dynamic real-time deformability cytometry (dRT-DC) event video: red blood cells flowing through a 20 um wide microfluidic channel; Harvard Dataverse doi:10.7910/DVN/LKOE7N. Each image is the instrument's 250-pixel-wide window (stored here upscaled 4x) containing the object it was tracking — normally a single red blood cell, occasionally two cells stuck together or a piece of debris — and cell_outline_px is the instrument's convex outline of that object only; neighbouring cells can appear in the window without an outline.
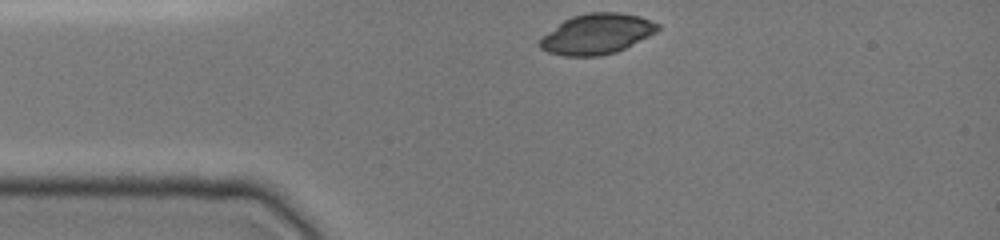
{"species": "common noctule bat (a hibernating species)", "species_latin": "Nyctalus noctula", "temperature_condition": "cold", "stored_images_in_passage": 31, "camera_frame_rate_fps": 3000, "um_per_image_px": 0.085, "animal": {"sex": "female", "body_mass_g": 19.0, "forearm_length_mm": 51.5}, "frame": {"image": 1, "passage_image": 1, "time_ms": 0.0, "image_size_px": [1000, 240], "cell_outline_px": [[660, 28], [656, 32], [616, 52], [600, 56], [564, 56], [548, 52], [540, 48], [536, 44], [544, 36], [564, 20], [572, 16], [588, 12], [616, 12], [640, 16], [660, 24]], "centroid_in_image_um": [50.73, 2.89], "position_along_channel_um": 34.3, "area_um2": 27.51}}
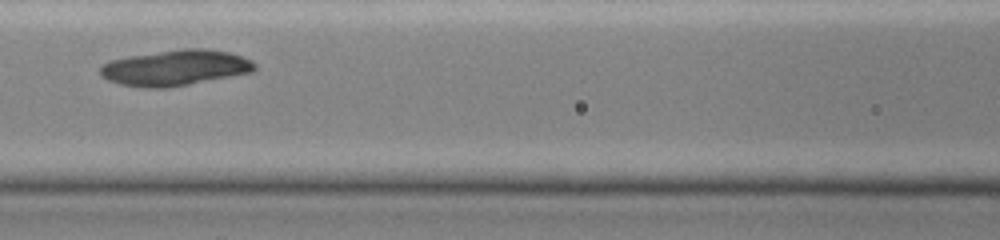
{"frame": {"image": 2, "passage_image": 12, "time_ms": 3.667, "image_size_px": [1000, 240], "cell_outline_px": [[256, 68], [252, 72], [168, 88], [144, 88], [120, 84], [108, 80], [100, 76], [100, 68], [104, 64], [112, 60], [128, 56], [180, 48], [204, 48], [228, 52], [244, 56], [252, 60], [256, 64]], "centroid_in_image_um": [14.91, 5.76], "position_along_channel_um": 151.7, "area_um2": 32.25}}
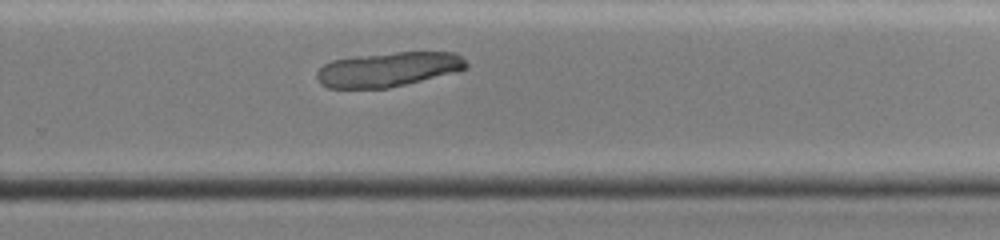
{"frame": {"image": 3, "passage_image": 23, "time_ms": 7.333, "image_size_px": [1000, 240], "cell_outline_px": [[468, 68], [388, 88], [328, 88], [320, 84], [316, 76], [316, 72], [324, 64], [332, 60], [356, 56], [396, 52], [456, 52], [468, 64]], "centroid_in_image_um": [32.95, 5.89], "position_along_channel_um": 296.8, "area_um2": 29.77}}